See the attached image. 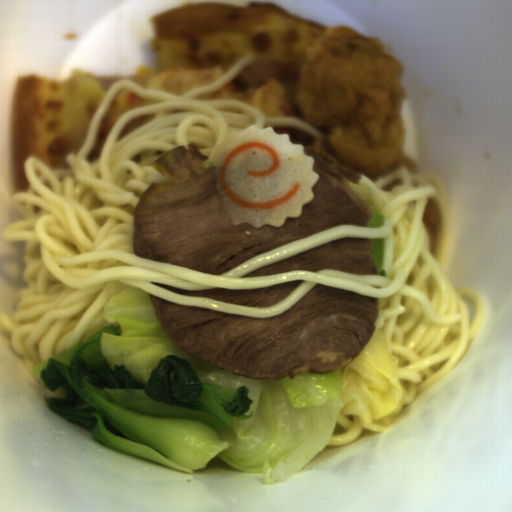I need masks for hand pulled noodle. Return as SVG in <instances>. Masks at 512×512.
<instances>
[{"mask_svg":"<svg viewBox=\"0 0 512 512\" xmlns=\"http://www.w3.org/2000/svg\"><path fill=\"white\" fill-rule=\"evenodd\" d=\"M255 61L254 55L244 56L214 82L182 95L142 88L134 81L121 79L106 91L81 149L64 156L70 169L50 170L34 155L25 158L23 169L30 185L12 198L24 220L4 227L0 237L24 243L22 277L28 287L16 292L13 317L0 312V333L9 338L10 347L22 357L24 369L49 397L67 399L66 390L47 389L34 376L33 364L54 357L108 325H114L120 335V323L107 322L103 308L130 288L178 305L256 319L281 316L318 284L379 299V317L374 326L386 338L388 355L399 359L397 371L406 394L403 406H410L418 395L448 375L478 336L486 320L485 299L472 287H453L446 273L453 218L446 188L432 170L410 174L402 165L373 181L360 174L358 185L347 179L348 186L385 218L383 226H332L259 253L221 274L135 255L133 210L140 197L153 183L182 185L154 169L153 162L164 152L195 144L208 155L203 161L207 169L216 167L215 152L228 134L239 133L252 124L261 129L293 127L318 141L323 138L317 128L293 116L266 115L242 100L194 98L217 92ZM124 88L140 98L165 103L125 111L116 119L99 159L89 163L86 158L94 149L97 127L114 95ZM182 109L191 111L171 113ZM154 113L152 120L116 140L130 121ZM397 178L403 185L392 187V192L381 191ZM429 198L434 199L440 219L435 256L429 252L423 221ZM343 238H384L381 268L386 277L338 270H294L243 278ZM302 280L284 300L269 308L184 296L153 284L183 290H254ZM462 296L476 304L470 327Z\"/></svg>","mask_w":512,"mask_h":512,"instance_id":"14784b9a","label":"hand pulled noodle"},{"mask_svg":"<svg viewBox=\"0 0 512 512\" xmlns=\"http://www.w3.org/2000/svg\"><path fill=\"white\" fill-rule=\"evenodd\" d=\"M388 428L383 420L367 423L360 416H345L341 413L338 414L334 433L326 447L350 446L361 438L365 430L383 434Z\"/></svg>","mask_w":512,"mask_h":512,"instance_id":"772679e5","label":"hand pulled noodle"}]
</instances>
